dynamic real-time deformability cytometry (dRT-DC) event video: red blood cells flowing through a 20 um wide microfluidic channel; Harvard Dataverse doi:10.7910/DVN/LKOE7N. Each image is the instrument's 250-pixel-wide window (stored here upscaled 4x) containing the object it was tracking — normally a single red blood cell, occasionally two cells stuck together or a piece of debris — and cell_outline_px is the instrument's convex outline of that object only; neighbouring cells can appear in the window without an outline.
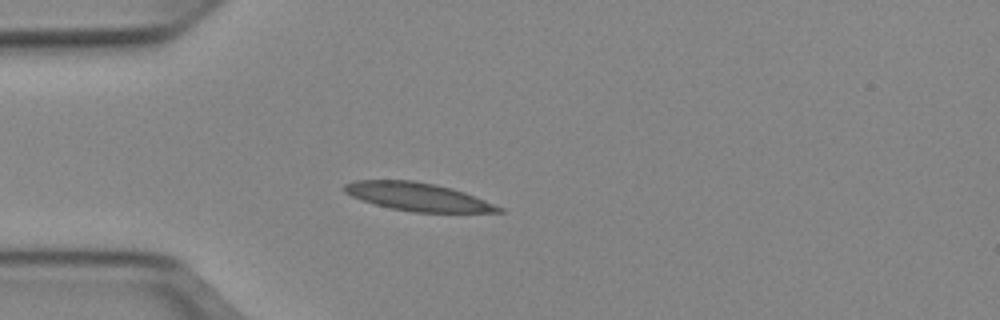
{"species": "Egyptian fruit bat (a non-hibernating species)", "species_latin": "Rousettus aegyptiacus", "temperature_condition": "cold", "stored_images_in_passage": 41, "camera_frame_rate_fps": 3000, "um_per_image_px": 0.085, "animal": {"sex": "female"}, "frame": {"image": 1, "passage_image": 7, "time_ms": 2.0, "image_size_px": [1000, 320], "cell_outline_px": [[504, 212], [416, 212], [392, 208], [376, 204], [352, 196], [344, 192], [344, 184], [356, 180], [412, 180], [436, 184], [452, 188], [464, 192], [504, 208]], "centroid_in_image_um": [35.53, 16.71], "position_along_channel_um": 49.5, "area_um2": 24.97}}
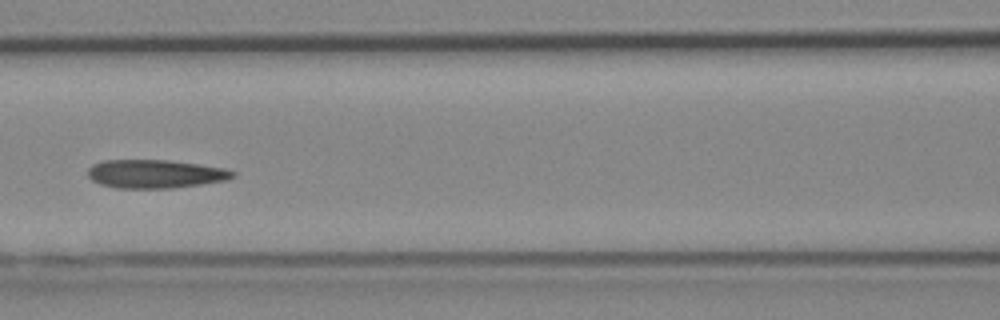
{"frame": {"image": 2, "passage_image": 16, "time_ms": 5.0, "image_size_px": [1000, 320], "cell_outline_px": [[236, 176], [228, 180], [172, 188], [116, 188], [100, 184], [92, 180], [88, 176], [88, 168], [92, 164], [104, 160], [168, 160], [224, 168], [236, 172]], "centroid_in_image_um": [13.18, 14.78], "position_along_channel_um": 153.4, "area_um2": 24.04}}
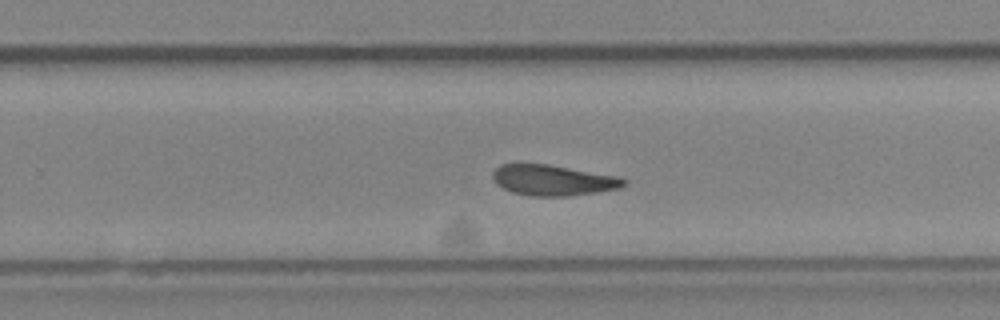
{"frame": {"image": 3, "passage_image": 26, "time_ms": 8.333, "image_size_px": [1000, 320], "cell_outline_px": [[628, 184], [620, 188], [600, 192], [572, 196], [528, 196], [512, 192], [496, 184], [492, 176], [492, 172], [500, 164], [548, 164], [616, 176], [628, 180]], "centroid_in_image_um": [47.03, 15.33], "position_along_channel_um": 282.8, "area_um2": 23.58}, "authors_computed_cell_mechanics": {"area_um2": 23.698, "velocity_mm_per_s": 3.8961, "shape_relaxation_time_tau1_ms": null, "shape_relaxation_time_tau2_ms": 3.778, "deformation_change_tau1": null, "deformation_change_tau2": 0.0965}}